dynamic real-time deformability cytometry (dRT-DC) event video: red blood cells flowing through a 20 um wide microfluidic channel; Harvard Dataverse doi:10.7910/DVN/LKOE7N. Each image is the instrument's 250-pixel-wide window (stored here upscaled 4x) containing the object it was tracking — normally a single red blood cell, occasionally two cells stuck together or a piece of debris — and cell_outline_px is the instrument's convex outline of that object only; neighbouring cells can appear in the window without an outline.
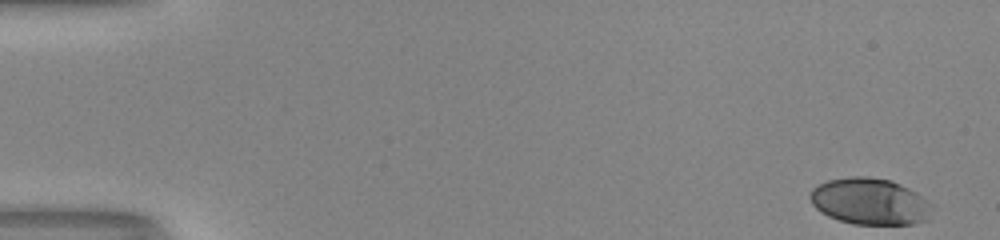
{"species": "human", "species_latin": "Homo sapiens", "temperature_condition": "room temperature", "stored_images_in_passage": 52, "camera_frame_rate_fps": 3000, "um_per_image_px": 0.085, "donor": {"sex": "male"}, "frame": {"image": 1, "passage_image": 1, "time_ms": 0.0, "image_size_px": [1000, 240], "cell_outline_px": [[932, 208], [928, 220], [912, 224], [852, 224], [828, 216], [820, 212], [812, 204], [808, 196], [812, 188], [828, 180], [852, 176], [868, 176], [892, 180], [916, 192], [928, 200], [932, 204]], "centroid_in_image_um": [73.94, 17.12], "position_along_channel_um": 11.1, "area_um2": 33.29}}
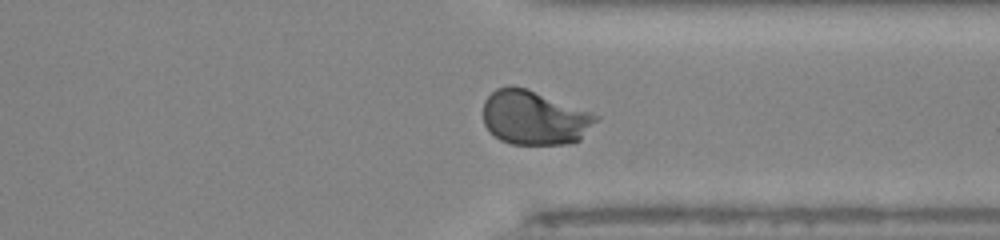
{"frame": {"image": 2, "passage_image": 40, "time_ms": 13.0, "image_size_px": [1000, 240], "cell_outline_px": [[600, 116], [580, 140], [568, 144], [512, 144], [500, 140], [484, 124], [484, 100], [496, 88], [508, 84], [512, 84], [524, 88], [592, 112]], "centroid_in_image_um": [45.41, 10.0], "position_along_channel_um": 366.0, "area_um2": 35.43}}
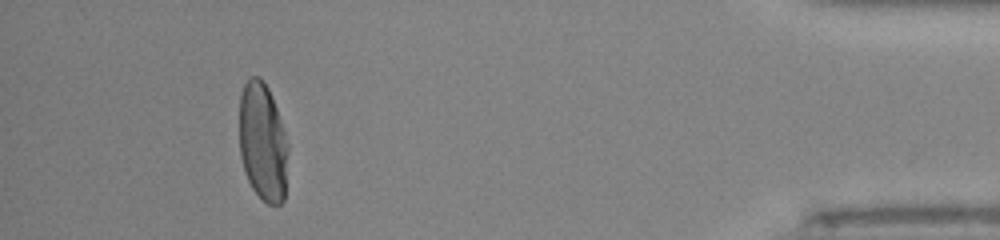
{"frame": {"image": 3, "passage_image": 48, "time_ms": 15.667, "image_size_px": [1000, 240], "cell_outline_px": [[288, 152], [284, 200], [280, 204], [268, 204], [252, 188], [244, 172], [240, 156], [240, 96], [244, 84], [252, 76], [256, 76], [268, 88], [272, 96], [288, 144]], "centroid_in_image_um": [22.33, 12.1], "position_along_channel_um": 412.9, "area_um2": 33.35}, "authors_computed_cell_mechanics": {"area_um2": 34.2754, "velocity_mm_per_s": 3.9802, "shape_relaxation_time_tau1_ms": 4.8189, "shape_relaxation_time_tau2_ms": null, "deformation_change_tau1": 0.196, "deformation_change_tau2": null}}